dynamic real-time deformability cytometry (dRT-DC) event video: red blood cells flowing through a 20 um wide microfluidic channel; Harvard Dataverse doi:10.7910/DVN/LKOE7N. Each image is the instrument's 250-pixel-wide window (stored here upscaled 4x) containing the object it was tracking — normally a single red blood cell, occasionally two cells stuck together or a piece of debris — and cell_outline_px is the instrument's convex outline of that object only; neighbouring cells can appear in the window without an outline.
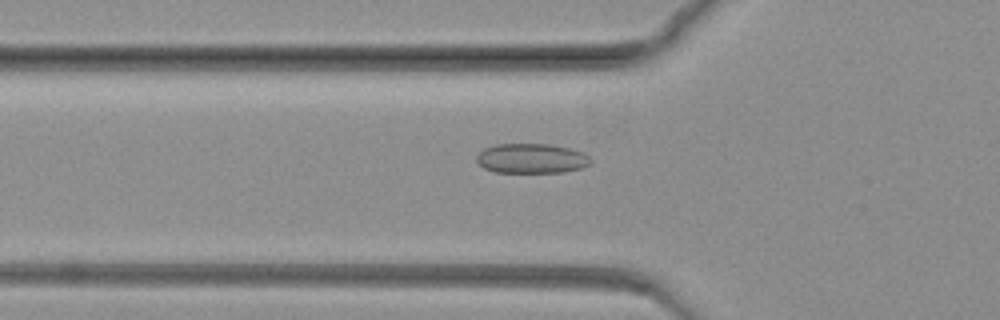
{"species": "common noctule bat (a hibernating species)", "species_latin": "Nyctalus noctula", "temperature_condition": "warm", "stored_images_in_passage": 63, "camera_frame_rate_fps": 3000, "um_per_image_px": 0.085, "animal": {"sex": "female", "body_mass_g": 19.3, "forearm_length_mm": 54.1}, "frame": {"image": 1, "passage_image": 9, "time_ms": 2.667, "image_size_px": [1000, 320], "cell_outline_px": [[592, 164], [580, 168], [564, 172], [496, 172], [484, 168], [476, 160], [476, 156], [484, 148], [496, 144], [548, 144], [568, 148], [584, 152], [592, 160]], "centroid_in_image_um": [45.19, 13.46], "position_along_channel_um": 80.6, "area_um2": 19.77}}
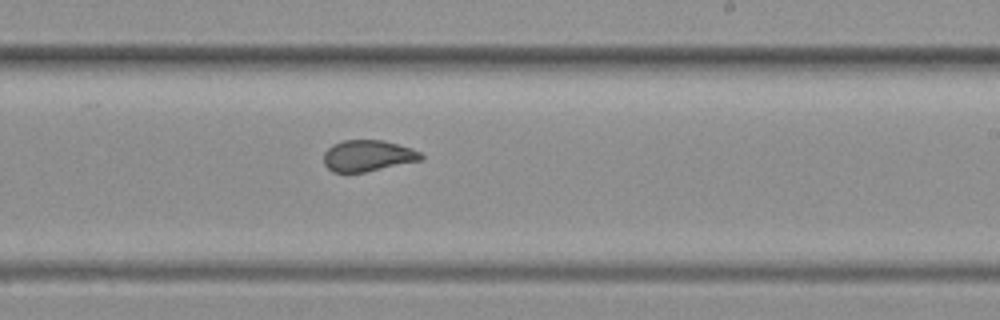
{"frame": {"image": 2, "passage_image": 30, "time_ms": 9.667, "image_size_px": [1000, 320], "cell_outline_px": [[424, 160], [364, 172], [332, 172], [324, 164], [324, 152], [332, 144], [344, 140], [384, 140], [412, 148], [420, 152], [424, 156]], "centroid_in_image_um": [31.29, 13.23], "position_along_channel_um": 257.7, "area_um2": 17.86}}
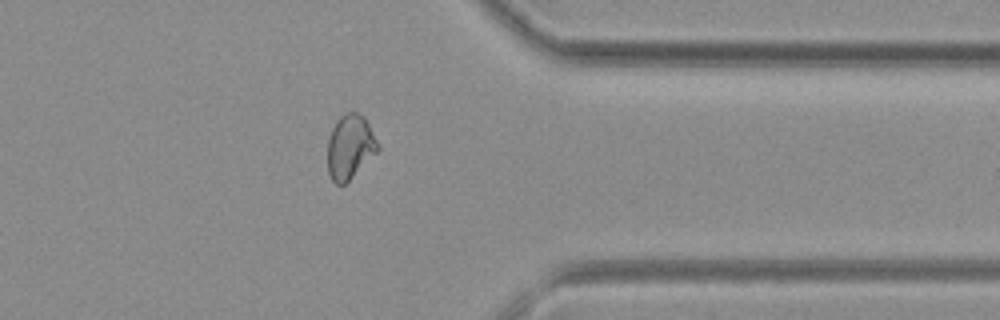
{"frame": {"image": 3, "passage_image": 46, "time_ms": 15.0, "image_size_px": [1000, 320], "cell_outline_px": [[380, 148], [344, 184], [336, 184], [332, 180], [328, 172], [328, 136], [336, 120], [344, 112], [356, 112], [364, 116]], "centroid_in_image_um": [29.71, 12.44], "position_along_channel_um": 381.7, "area_um2": 18.5}}